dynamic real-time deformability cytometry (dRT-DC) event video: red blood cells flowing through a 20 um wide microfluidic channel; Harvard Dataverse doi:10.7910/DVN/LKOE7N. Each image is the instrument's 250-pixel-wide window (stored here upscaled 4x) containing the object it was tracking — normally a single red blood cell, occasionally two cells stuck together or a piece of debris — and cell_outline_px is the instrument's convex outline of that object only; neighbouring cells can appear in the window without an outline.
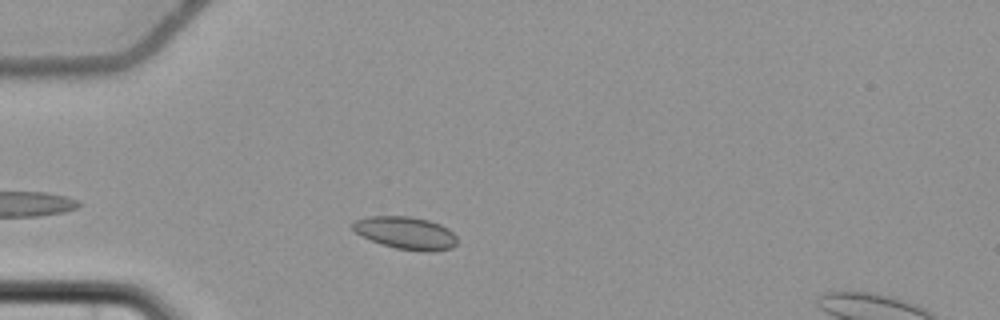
{"species": "common noctule bat (a hibernating species)", "species_latin": "Nyctalus noctula", "temperature_condition": "cold", "stored_images_in_passage": 5, "camera_frame_rate_fps": 3000, "um_per_image_px": 0.085, "animal": {"sex": "female", "body_mass_g": 22.7, "forearm_length_mm": 54.2}, "frame": {"image": 1, "passage_image": 3, "time_ms": 2.333, "image_size_px": [1000, 320], "cell_outline_px": [[456, 244], [452, 248], [432, 252], [420, 252], [396, 248], [380, 244], [360, 236], [352, 228], [352, 224], [356, 220], [368, 216], [412, 216], [428, 220], [440, 224], [448, 228], [456, 236]], "centroid_in_image_um": [34.49, 19.81], "position_along_channel_um": 50.5, "area_um2": 20.06}}
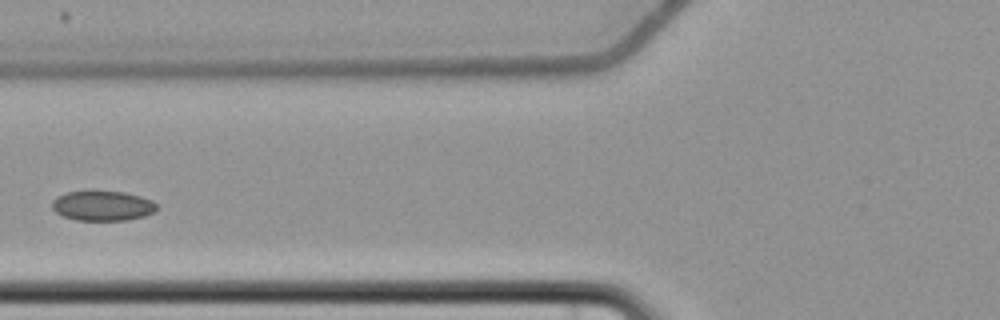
{"frame": {"image": 2, "passage_image": 5, "time_ms": 4.667, "image_size_px": [1000, 320], "cell_outline_px": [[156, 208], [152, 212], [144, 216], [124, 220], [76, 220], [64, 216], [56, 212], [52, 208], [52, 200], [56, 196], [68, 192], [92, 188], [124, 192], [140, 196], [152, 200], [156, 204]], "centroid_in_image_um": [8.67, 17.44], "position_along_channel_um": 117.1, "area_um2": 18.73}}